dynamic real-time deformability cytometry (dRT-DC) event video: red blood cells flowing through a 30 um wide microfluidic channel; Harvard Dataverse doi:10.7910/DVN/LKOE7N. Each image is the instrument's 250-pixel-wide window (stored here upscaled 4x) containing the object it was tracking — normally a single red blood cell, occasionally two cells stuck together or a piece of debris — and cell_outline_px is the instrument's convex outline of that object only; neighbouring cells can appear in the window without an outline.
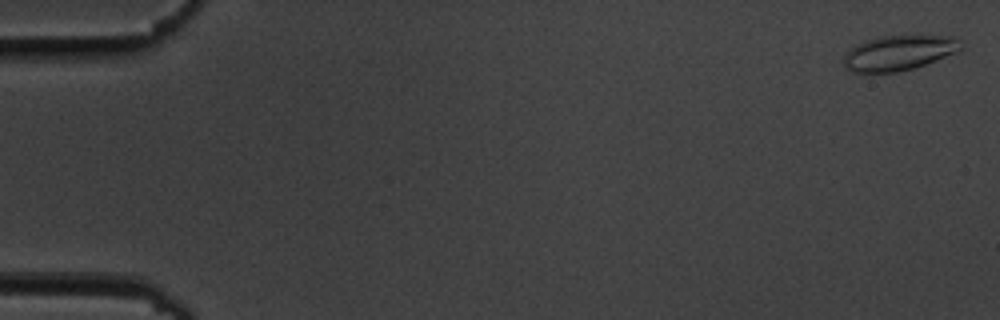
{"species": "common noctule bat (a hibernating species)", "species_latin": "Nyctalus noctula", "temperature_condition": "cold", "stored_images_in_passage": 56, "camera_frame_rate_fps": 3000, "um_per_image_px": 0.085, "animal": {"sex": "male", "body_mass_g": 19.5, "forearm_length_mm": 54.6}, "frame": {"image": 1, "passage_image": 1, "time_ms": 0.0, "image_size_px": [1000, 320], "cell_outline_px": [[964, 48], [956, 52], [924, 64], [912, 68], [896, 72], [852, 72], [844, 68], [844, 56], [856, 44], [864, 40], [880, 36], [956, 36], [964, 44]], "centroid_in_image_um": [76.41, 4.48], "position_along_channel_um": 8.6, "area_um2": 23.81}}
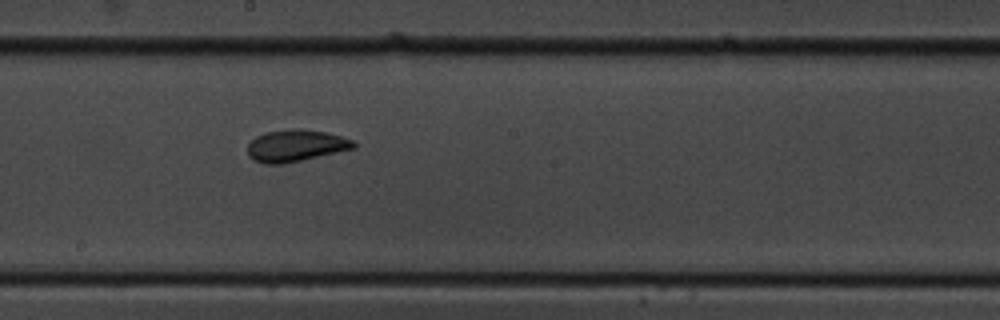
{"frame": {"image": 2, "passage_image": 31, "time_ms": 10.0, "image_size_px": [1000, 320], "cell_outline_px": [[356, 148], [284, 164], [264, 164], [252, 160], [248, 156], [248, 144], [256, 136], [264, 132], [292, 128], [300, 128], [324, 132], [340, 136], [352, 140], [356, 144]], "centroid_in_image_um": [25.1, 12.38], "position_along_channel_um": 223.1, "area_um2": 19.83}}
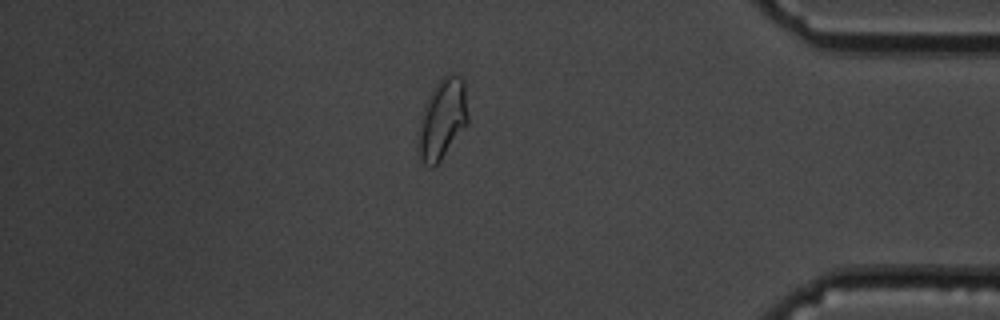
{"frame": {"image": 3, "passage_image": 48, "time_ms": 15.667, "image_size_px": [1000, 320], "cell_outline_px": [[468, 124], [440, 160], [432, 168], [428, 168], [420, 160], [416, 148], [416, 140], [424, 104], [428, 96], [436, 84], [448, 72], [452, 72], [460, 76], [464, 80], [468, 116]], "centroid_in_image_um": [37.58, 10.13], "position_along_channel_um": 397.6, "area_um2": 23.64}, "authors_computed_cell_mechanics": {"area_um2": 20.3745, "velocity_mm_per_s": 3.6048, "shape_relaxation_time_tau1_ms": 9.1965, "shape_relaxation_time_tau2_ms": 1.2881, "deformation_change_tau1": 0.1637, "deformation_change_tau2": 0.0603}}